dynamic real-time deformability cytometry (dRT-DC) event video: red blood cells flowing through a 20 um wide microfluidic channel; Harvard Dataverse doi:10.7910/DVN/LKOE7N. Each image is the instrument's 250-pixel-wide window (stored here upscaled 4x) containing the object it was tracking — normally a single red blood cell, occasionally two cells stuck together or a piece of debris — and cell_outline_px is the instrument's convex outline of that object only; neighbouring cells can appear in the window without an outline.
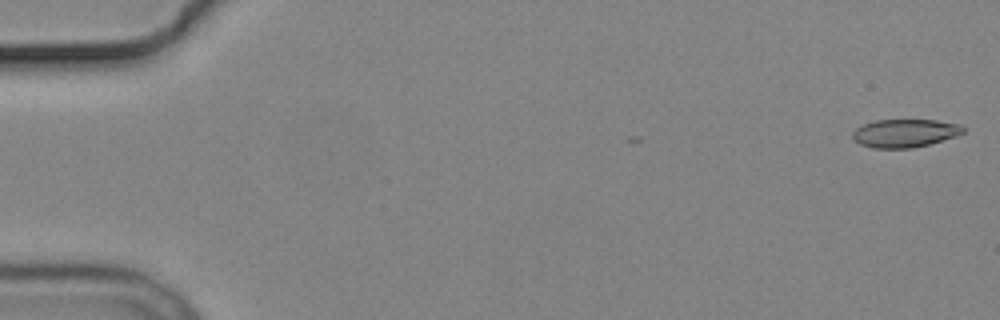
{"species": "common noctule bat (a hibernating species)", "species_latin": "Nyctalus noctula", "temperature_condition": "cold", "stored_images_in_passage": 5, "camera_frame_rate_fps": 3000, "um_per_image_px": 0.085, "animal": {"sex": "male", "body_mass_g": 19.2, "forearm_length_mm": 51.8}, "frame": {"image": 1, "passage_image": 1, "time_ms": 0.0, "image_size_px": [1000, 320], "cell_outline_px": [[964, 132], [928, 144], [912, 148], [872, 148], [860, 144], [852, 140], [852, 132], [856, 128], [864, 124], [876, 120], [936, 120], [960, 124], [964, 128]], "centroid_in_image_um": [76.84, 11.31], "position_along_channel_um": 8.2, "area_um2": 17.98}}
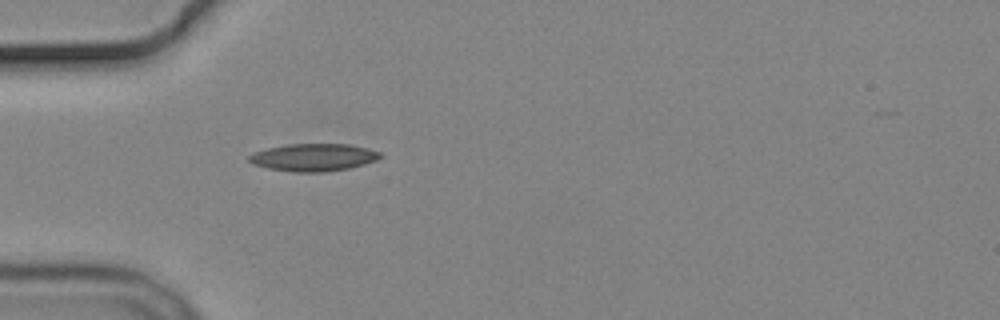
{"frame": {"image": 2, "passage_image": 5, "time_ms": 5.333, "image_size_px": [1000, 320], "cell_outline_px": [[384, 156], [376, 160], [364, 164], [348, 168], [324, 172], [292, 172], [268, 168], [252, 164], [248, 160], [248, 156], [256, 152], [268, 148], [288, 144], [348, 144], [368, 148], [380, 152]], "centroid_in_image_um": [26.66, 13.38], "position_along_channel_um": 58.3, "area_um2": 20.98}}